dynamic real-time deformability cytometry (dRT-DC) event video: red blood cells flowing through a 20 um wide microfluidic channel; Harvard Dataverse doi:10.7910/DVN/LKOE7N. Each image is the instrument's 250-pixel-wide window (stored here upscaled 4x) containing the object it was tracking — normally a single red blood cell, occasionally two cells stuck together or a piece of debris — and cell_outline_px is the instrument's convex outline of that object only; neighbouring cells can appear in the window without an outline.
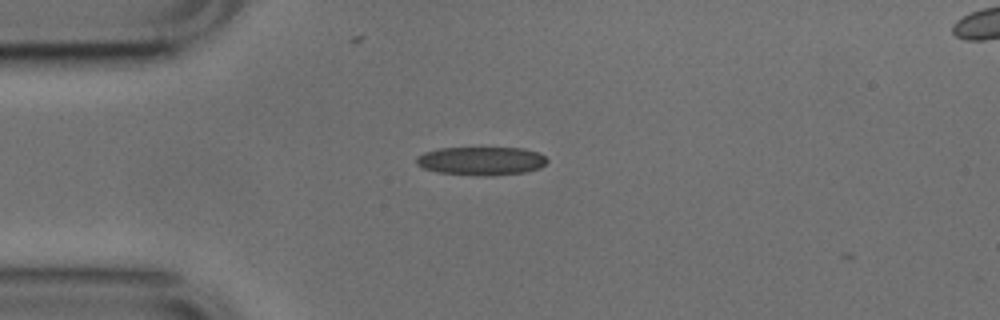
{"species": "common noctule bat (a hibernating species)", "species_latin": "Nyctalus noctula", "temperature_condition": "cold", "stored_images_in_passage": 2, "camera_frame_rate_fps": 3000, "um_per_image_px": 0.085, "animal": {"sex": "male", "body_mass_g": 17.9, "forearm_length_mm": 54.2}, "frame": {"image": 1, "passage_image": 1, "time_ms": 0.0, "image_size_px": [1000, 320], "cell_outline_px": [[548, 160], [540, 168], [524, 172], [492, 176], [484, 176], [440, 172], [424, 168], [416, 164], [416, 156], [424, 152], [440, 148], [524, 148], [536, 152], [544, 156]], "centroid_in_image_um": [40.9, 13.67], "position_along_channel_um": 44.1, "area_um2": 21.56}}